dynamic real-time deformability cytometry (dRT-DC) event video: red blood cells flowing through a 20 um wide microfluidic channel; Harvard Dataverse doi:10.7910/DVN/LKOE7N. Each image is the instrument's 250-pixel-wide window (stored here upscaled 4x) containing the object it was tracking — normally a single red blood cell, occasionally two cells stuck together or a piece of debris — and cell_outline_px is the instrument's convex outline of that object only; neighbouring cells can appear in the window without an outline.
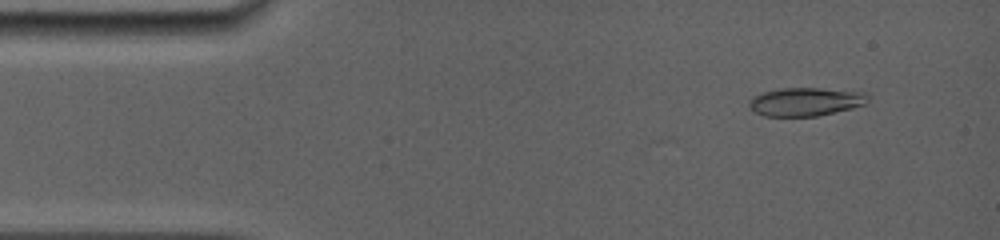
{"species": "common noctule bat (a hibernating species)", "species_latin": "Nyctalus noctula", "temperature_condition": "room temperature", "stored_images_in_passage": 6, "camera_frame_rate_fps": 5000, "um_per_image_px": 0.085, "animal": {"sex": "female", "body_mass_g": 19.0, "forearm_length_mm": 56.7}, "frame": {"image": 1, "passage_image": 1, "time_ms": 0.0, "image_size_px": [1000, 240], "cell_outline_px": [[868, 104], [852, 108], [816, 116], [764, 116], [748, 108], [748, 100], [752, 96], [764, 92], [780, 88], [820, 88], [864, 92], [868, 96]], "centroid_in_image_um": [68.45, 8.64], "position_along_channel_um": 16.5, "area_um2": 19.77}}
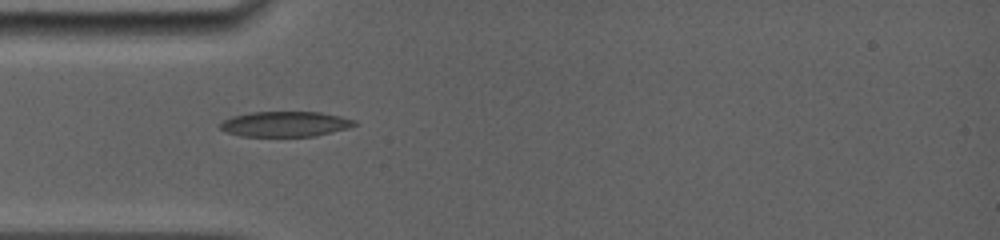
{"frame": {"image": 2, "passage_image": 5, "time_ms": 3.2, "image_size_px": [1000, 240], "cell_outline_px": [[360, 124], [348, 128], [316, 136], [240, 136], [228, 132], [220, 128], [220, 124], [224, 120], [232, 116], [248, 112], [320, 112], [340, 116], [356, 120]], "centroid_in_image_um": [24.28, 10.54], "position_along_channel_um": 60.7, "area_um2": 19.83}}
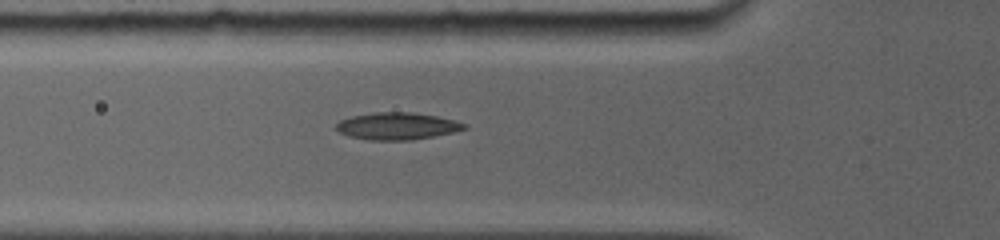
{"frame": {"image": 3, "passage_image": 6, "time_ms": 4.0, "image_size_px": [1000, 240], "cell_outline_px": [[468, 128], [452, 132], [412, 140], [368, 140], [348, 136], [340, 132], [336, 128], [336, 124], [340, 120], [352, 116], [376, 112], [412, 112], [436, 116], [468, 124]], "centroid_in_image_um": [33.74, 10.72], "position_along_channel_um": 92.1, "area_um2": 20.11}}